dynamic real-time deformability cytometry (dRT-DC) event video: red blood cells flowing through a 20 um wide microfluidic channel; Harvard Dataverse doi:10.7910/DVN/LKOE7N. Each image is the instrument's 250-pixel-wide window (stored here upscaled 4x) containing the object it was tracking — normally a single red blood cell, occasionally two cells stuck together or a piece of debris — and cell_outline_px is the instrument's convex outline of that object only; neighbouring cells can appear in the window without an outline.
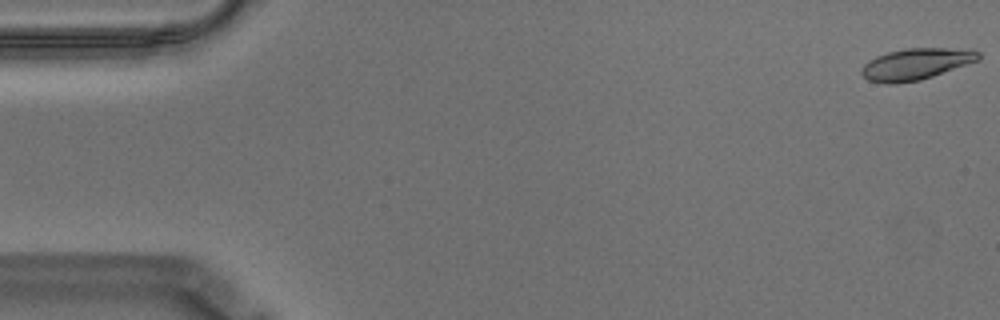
{"species": "Egyptian fruit bat (a non-hibernating species)", "species_latin": "Rousettus aegyptiacus", "temperature_condition": "warm", "stored_images_in_passage": 17, "camera_frame_rate_fps": 3000, "um_per_image_px": 0.085, "animal": {"sex": "male"}, "frame": {"image": 1, "passage_image": 1, "time_ms": 0.0, "image_size_px": [1000, 320], "cell_outline_px": [[980, 60], [920, 80], [896, 84], [884, 84], [868, 80], [860, 72], [864, 64], [868, 60], [876, 56], [888, 52], [904, 48], [972, 48], [980, 52]], "centroid_in_image_um": [77.88, 5.43], "position_along_channel_um": 7.1, "area_um2": 21.68}}
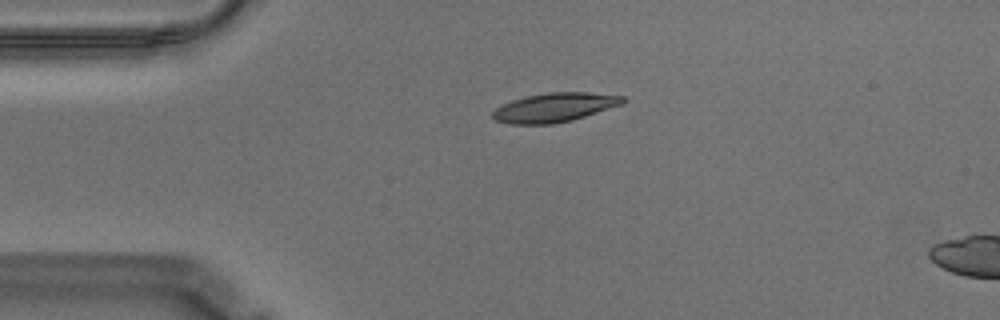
{"frame": {"image": 2, "passage_image": 13, "time_ms": 4.0, "image_size_px": [1000, 320], "cell_outline_px": [[628, 100], [624, 104], [572, 120], [552, 124], [508, 124], [496, 120], [492, 116], [492, 112], [496, 108], [512, 100], [524, 96], [548, 92], [588, 92], [624, 96]], "centroid_in_image_um": [47.17, 9.12], "position_along_channel_um": 37.8, "area_um2": 22.2}}